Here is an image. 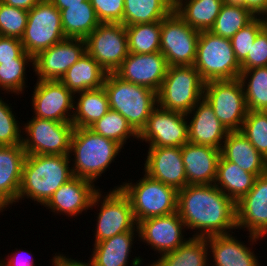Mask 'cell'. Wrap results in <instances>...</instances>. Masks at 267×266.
<instances>
[{"instance_id": "3", "label": "cell", "mask_w": 267, "mask_h": 266, "mask_svg": "<svg viewBox=\"0 0 267 266\" xmlns=\"http://www.w3.org/2000/svg\"><path fill=\"white\" fill-rule=\"evenodd\" d=\"M122 146L116 141L95 133L90 128L75 127L69 156L73 176L92 183L101 177L121 152ZM73 166V167H72Z\"/></svg>"}, {"instance_id": "29", "label": "cell", "mask_w": 267, "mask_h": 266, "mask_svg": "<svg viewBox=\"0 0 267 266\" xmlns=\"http://www.w3.org/2000/svg\"><path fill=\"white\" fill-rule=\"evenodd\" d=\"M257 176L220 156L214 185L237 203L253 187Z\"/></svg>"}, {"instance_id": "2", "label": "cell", "mask_w": 267, "mask_h": 266, "mask_svg": "<svg viewBox=\"0 0 267 266\" xmlns=\"http://www.w3.org/2000/svg\"><path fill=\"white\" fill-rule=\"evenodd\" d=\"M69 155H27L17 202L23 198L44 205L73 177Z\"/></svg>"}, {"instance_id": "30", "label": "cell", "mask_w": 267, "mask_h": 266, "mask_svg": "<svg viewBox=\"0 0 267 266\" xmlns=\"http://www.w3.org/2000/svg\"><path fill=\"white\" fill-rule=\"evenodd\" d=\"M74 99V127L89 128L110 110L104 87L75 93Z\"/></svg>"}, {"instance_id": "13", "label": "cell", "mask_w": 267, "mask_h": 266, "mask_svg": "<svg viewBox=\"0 0 267 266\" xmlns=\"http://www.w3.org/2000/svg\"><path fill=\"white\" fill-rule=\"evenodd\" d=\"M86 52L106 73H114L128 56V37L121 23H100L86 38Z\"/></svg>"}, {"instance_id": "48", "label": "cell", "mask_w": 267, "mask_h": 266, "mask_svg": "<svg viewBox=\"0 0 267 266\" xmlns=\"http://www.w3.org/2000/svg\"><path fill=\"white\" fill-rule=\"evenodd\" d=\"M245 8L255 17H263L267 13V0H245Z\"/></svg>"}, {"instance_id": "5", "label": "cell", "mask_w": 267, "mask_h": 266, "mask_svg": "<svg viewBox=\"0 0 267 266\" xmlns=\"http://www.w3.org/2000/svg\"><path fill=\"white\" fill-rule=\"evenodd\" d=\"M115 188H120L129 198L136 223L177 211L178 190L146 173L135 183L126 181Z\"/></svg>"}, {"instance_id": "53", "label": "cell", "mask_w": 267, "mask_h": 266, "mask_svg": "<svg viewBox=\"0 0 267 266\" xmlns=\"http://www.w3.org/2000/svg\"><path fill=\"white\" fill-rule=\"evenodd\" d=\"M67 266H90L88 265L85 261H79V260H75V259H71L67 256Z\"/></svg>"}, {"instance_id": "37", "label": "cell", "mask_w": 267, "mask_h": 266, "mask_svg": "<svg viewBox=\"0 0 267 266\" xmlns=\"http://www.w3.org/2000/svg\"><path fill=\"white\" fill-rule=\"evenodd\" d=\"M29 62L34 67V57L24 51L15 61H7L0 64L1 91L11 92L14 95L24 93L23 91L27 87L25 74Z\"/></svg>"}, {"instance_id": "41", "label": "cell", "mask_w": 267, "mask_h": 266, "mask_svg": "<svg viewBox=\"0 0 267 266\" xmlns=\"http://www.w3.org/2000/svg\"><path fill=\"white\" fill-rule=\"evenodd\" d=\"M28 21V11L0 2V35L21 39Z\"/></svg>"}, {"instance_id": "1", "label": "cell", "mask_w": 267, "mask_h": 266, "mask_svg": "<svg viewBox=\"0 0 267 266\" xmlns=\"http://www.w3.org/2000/svg\"><path fill=\"white\" fill-rule=\"evenodd\" d=\"M177 212L186 229L195 230L193 237L230 234L237 229L236 203L214 184L178 190Z\"/></svg>"}, {"instance_id": "54", "label": "cell", "mask_w": 267, "mask_h": 266, "mask_svg": "<svg viewBox=\"0 0 267 266\" xmlns=\"http://www.w3.org/2000/svg\"><path fill=\"white\" fill-rule=\"evenodd\" d=\"M7 206L0 200V212H3Z\"/></svg>"}, {"instance_id": "31", "label": "cell", "mask_w": 267, "mask_h": 266, "mask_svg": "<svg viewBox=\"0 0 267 266\" xmlns=\"http://www.w3.org/2000/svg\"><path fill=\"white\" fill-rule=\"evenodd\" d=\"M222 0H175L174 10L192 28L210 30L219 15Z\"/></svg>"}, {"instance_id": "27", "label": "cell", "mask_w": 267, "mask_h": 266, "mask_svg": "<svg viewBox=\"0 0 267 266\" xmlns=\"http://www.w3.org/2000/svg\"><path fill=\"white\" fill-rule=\"evenodd\" d=\"M139 233L136 226L132 231L117 234L94 245L90 266H128L135 234Z\"/></svg>"}, {"instance_id": "42", "label": "cell", "mask_w": 267, "mask_h": 266, "mask_svg": "<svg viewBox=\"0 0 267 266\" xmlns=\"http://www.w3.org/2000/svg\"><path fill=\"white\" fill-rule=\"evenodd\" d=\"M265 27L263 17H255L230 39L236 59L241 64L248 56L257 34Z\"/></svg>"}, {"instance_id": "21", "label": "cell", "mask_w": 267, "mask_h": 266, "mask_svg": "<svg viewBox=\"0 0 267 266\" xmlns=\"http://www.w3.org/2000/svg\"><path fill=\"white\" fill-rule=\"evenodd\" d=\"M147 152L143 172L177 190L187 185L181 147H149Z\"/></svg>"}, {"instance_id": "8", "label": "cell", "mask_w": 267, "mask_h": 266, "mask_svg": "<svg viewBox=\"0 0 267 266\" xmlns=\"http://www.w3.org/2000/svg\"><path fill=\"white\" fill-rule=\"evenodd\" d=\"M23 125L22 146L27 155H69L72 123L33 117Z\"/></svg>"}, {"instance_id": "26", "label": "cell", "mask_w": 267, "mask_h": 266, "mask_svg": "<svg viewBox=\"0 0 267 266\" xmlns=\"http://www.w3.org/2000/svg\"><path fill=\"white\" fill-rule=\"evenodd\" d=\"M221 156L257 177L267 173V160L241 131H229L221 148Z\"/></svg>"}, {"instance_id": "15", "label": "cell", "mask_w": 267, "mask_h": 266, "mask_svg": "<svg viewBox=\"0 0 267 266\" xmlns=\"http://www.w3.org/2000/svg\"><path fill=\"white\" fill-rule=\"evenodd\" d=\"M236 226L249 231V246L267 235V173L258 176L250 191L236 203Z\"/></svg>"}, {"instance_id": "40", "label": "cell", "mask_w": 267, "mask_h": 266, "mask_svg": "<svg viewBox=\"0 0 267 266\" xmlns=\"http://www.w3.org/2000/svg\"><path fill=\"white\" fill-rule=\"evenodd\" d=\"M240 131L267 160V115L265 112L248 111Z\"/></svg>"}, {"instance_id": "12", "label": "cell", "mask_w": 267, "mask_h": 266, "mask_svg": "<svg viewBox=\"0 0 267 266\" xmlns=\"http://www.w3.org/2000/svg\"><path fill=\"white\" fill-rule=\"evenodd\" d=\"M200 31L190 27L173 10L161 20L160 52L168 66H193Z\"/></svg>"}, {"instance_id": "22", "label": "cell", "mask_w": 267, "mask_h": 266, "mask_svg": "<svg viewBox=\"0 0 267 266\" xmlns=\"http://www.w3.org/2000/svg\"><path fill=\"white\" fill-rule=\"evenodd\" d=\"M186 118L189 143L208 145L221 150L229 131L217 119L212 107L204 98L186 114Z\"/></svg>"}, {"instance_id": "55", "label": "cell", "mask_w": 267, "mask_h": 266, "mask_svg": "<svg viewBox=\"0 0 267 266\" xmlns=\"http://www.w3.org/2000/svg\"><path fill=\"white\" fill-rule=\"evenodd\" d=\"M263 19H264L265 27L267 28V13L263 16Z\"/></svg>"}, {"instance_id": "34", "label": "cell", "mask_w": 267, "mask_h": 266, "mask_svg": "<svg viewBox=\"0 0 267 266\" xmlns=\"http://www.w3.org/2000/svg\"><path fill=\"white\" fill-rule=\"evenodd\" d=\"M173 10V0H124L123 25L161 21Z\"/></svg>"}, {"instance_id": "43", "label": "cell", "mask_w": 267, "mask_h": 266, "mask_svg": "<svg viewBox=\"0 0 267 266\" xmlns=\"http://www.w3.org/2000/svg\"><path fill=\"white\" fill-rule=\"evenodd\" d=\"M15 117L11 105L0 97V146L22 144L23 129Z\"/></svg>"}, {"instance_id": "6", "label": "cell", "mask_w": 267, "mask_h": 266, "mask_svg": "<svg viewBox=\"0 0 267 266\" xmlns=\"http://www.w3.org/2000/svg\"><path fill=\"white\" fill-rule=\"evenodd\" d=\"M193 66L205 83L238 79L241 73V64L236 59L230 39L209 30L200 31Z\"/></svg>"}, {"instance_id": "50", "label": "cell", "mask_w": 267, "mask_h": 266, "mask_svg": "<svg viewBox=\"0 0 267 266\" xmlns=\"http://www.w3.org/2000/svg\"><path fill=\"white\" fill-rule=\"evenodd\" d=\"M58 10L66 9L67 5H83L87 0H50Z\"/></svg>"}, {"instance_id": "16", "label": "cell", "mask_w": 267, "mask_h": 266, "mask_svg": "<svg viewBox=\"0 0 267 266\" xmlns=\"http://www.w3.org/2000/svg\"><path fill=\"white\" fill-rule=\"evenodd\" d=\"M32 96V117L71 123L74 94L57 80H37Z\"/></svg>"}, {"instance_id": "18", "label": "cell", "mask_w": 267, "mask_h": 266, "mask_svg": "<svg viewBox=\"0 0 267 266\" xmlns=\"http://www.w3.org/2000/svg\"><path fill=\"white\" fill-rule=\"evenodd\" d=\"M86 53L85 39L65 38L34 57L37 80L60 81L66 71Z\"/></svg>"}, {"instance_id": "45", "label": "cell", "mask_w": 267, "mask_h": 266, "mask_svg": "<svg viewBox=\"0 0 267 266\" xmlns=\"http://www.w3.org/2000/svg\"><path fill=\"white\" fill-rule=\"evenodd\" d=\"M255 67H267V28L256 36L247 58L241 63V71Z\"/></svg>"}, {"instance_id": "23", "label": "cell", "mask_w": 267, "mask_h": 266, "mask_svg": "<svg viewBox=\"0 0 267 266\" xmlns=\"http://www.w3.org/2000/svg\"><path fill=\"white\" fill-rule=\"evenodd\" d=\"M181 154L187 185L214 184L221 150L208 146L185 143Z\"/></svg>"}, {"instance_id": "35", "label": "cell", "mask_w": 267, "mask_h": 266, "mask_svg": "<svg viewBox=\"0 0 267 266\" xmlns=\"http://www.w3.org/2000/svg\"><path fill=\"white\" fill-rule=\"evenodd\" d=\"M241 81L248 111L267 109V67H255L241 71Z\"/></svg>"}, {"instance_id": "49", "label": "cell", "mask_w": 267, "mask_h": 266, "mask_svg": "<svg viewBox=\"0 0 267 266\" xmlns=\"http://www.w3.org/2000/svg\"><path fill=\"white\" fill-rule=\"evenodd\" d=\"M41 0H0V2L17 7L22 8L27 11L31 10L36 4H38Z\"/></svg>"}, {"instance_id": "14", "label": "cell", "mask_w": 267, "mask_h": 266, "mask_svg": "<svg viewBox=\"0 0 267 266\" xmlns=\"http://www.w3.org/2000/svg\"><path fill=\"white\" fill-rule=\"evenodd\" d=\"M138 139L148 143L149 147H182L188 142L186 114L157 105L138 134Z\"/></svg>"}, {"instance_id": "39", "label": "cell", "mask_w": 267, "mask_h": 266, "mask_svg": "<svg viewBox=\"0 0 267 266\" xmlns=\"http://www.w3.org/2000/svg\"><path fill=\"white\" fill-rule=\"evenodd\" d=\"M254 18L255 16L246 8L222 5L215 23L209 31L223 38L231 39L239 29Z\"/></svg>"}, {"instance_id": "9", "label": "cell", "mask_w": 267, "mask_h": 266, "mask_svg": "<svg viewBox=\"0 0 267 266\" xmlns=\"http://www.w3.org/2000/svg\"><path fill=\"white\" fill-rule=\"evenodd\" d=\"M61 12L50 0H41L28 11V21L21 42L26 53L39 52L64 40Z\"/></svg>"}, {"instance_id": "36", "label": "cell", "mask_w": 267, "mask_h": 266, "mask_svg": "<svg viewBox=\"0 0 267 266\" xmlns=\"http://www.w3.org/2000/svg\"><path fill=\"white\" fill-rule=\"evenodd\" d=\"M128 37V51L147 54L160 51L161 21L125 26Z\"/></svg>"}, {"instance_id": "32", "label": "cell", "mask_w": 267, "mask_h": 266, "mask_svg": "<svg viewBox=\"0 0 267 266\" xmlns=\"http://www.w3.org/2000/svg\"><path fill=\"white\" fill-rule=\"evenodd\" d=\"M208 251L207 238L189 237L175 251L159 256L150 266H210Z\"/></svg>"}, {"instance_id": "10", "label": "cell", "mask_w": 267, "mask_h": 266, "mask_svg": "<svg viewBox=\"0 0 267 266\" xmlns=\"http://www.w3.org/2000/svg\"><path fill=\"white\" fill-rule=\"evenodd\" d=\"M101 192L99 190L95 194L91 203L92 210L96 205L100 207L96 216L94 244L117 234L132 231L137 226L130 200L120 188L114 187L104 195Z\"/></svg>"}, {"instance_id": "44", "label": "cell", "mask_w": 267, "mask_h": 266, "mask_svg": "<svg viewBox=\"0 0 267 266\" xmlns=\"http://www.w3.org/2000/svg\"><path fill=\"white\" fill-rule=\"evenodd\" d=\"M101 23L123 24L124 0H90Z\"/></svg>"}, {"instance_id": "33", "label": "cell", "mask_w": 267, "mask_h": 266, "mask_svg": "<svg viewBox=\"0 0 267 266\" xmlns=\"http://www.w3.org/2000/svg\"><path fill=\"white\" fill-rule=\"evenodd\" d=\"M60 12L66 38L85 39L101 23L90 0L83 5H67Z\"/></svg>"}, {"instance_id": "4", "label": "cell", "mask_w": 267, "mask_h": 266, "mask_svg": "<svg viewBox=\"0 0 267 266\" xmlns=\"http://www.w3.org/2000/svg\"><path fill=\"white\" fill-rule=\"evenodd\" d=\"M103 87L111 110L119 112L139 134L157 106V92L107 73Z\"/></svg>"}, {"instance_id": "51", "label": "cell", "mask_w": 267, "mask_h": 266, "mask_svg": "<svg viewBox=\"0 0 267 266\" xmlns=\"http://www.w3.org/2000/svg\"><path fill=\"white\" fill-rule=\"evenodd\" d=\"M55 253L53 256L52 260V265L53 266H67V257L61 253Z\"/></svg>"}, {"instance_id": "11", "label": "cell", "mask_w": 267, "mask_h": 266, "mask_svg": "<svg viewBox=\"0 0 267 266\" xmlns=\"http://www.w3.org/2000/svg\"><path fill=\"white\" fill-rule=\"evenodd\" d=\"M203 98L228 131L241 130L248 109L239 79L206 82Z\"/></svg>"}, {"instance_id": "7", "label": "cell", "mask_w": 267, "mask_h": 266, "mask_svg": "<svg viewBox=\"0 0 267 266\" xmlns=\"http://www.w3.org/2000/svg\"><path fill=\"white\" fill-rule=\"evenodd\" d=\"M204 85L194 66H168L157 92V105L187 114L203 98Z\"/></svg>"}, {"instance_id": "47", "label": "cell", "mask_w": 267, "mask_h": 266, "mask_svg": "<svg viewBox=\"0 0 267 266\" xmlns=\"http://www.w3.org/2000/svg\"><path fill=\"white\" fill-rule=\"evenodd\" d=\"M17 252L11 253L12 256L7 255V259L4 258V260H0V266H35L34 259L31 258V251H23L26 254H21L22 252H19L18 249H16ZM26 255V256H25ZM10 257V258H8ZM7 260V261H6ZM37 266V265H36Z\"/></svg>"}, {"instance_id": "24", "label": "cell", "mask_w": 267, "mask_h": 266, "mask_svg": "<svg viewBox=\"0 0 267 266\" xmlns=\"http://www.w3.org/2000/svg\"><path fill=\"white\" fill-rule=\"evenodd\" d=\"M26 156L22 144L0 146V200L7 207L17 202Z\"/></svg>"}, {"instance_id": "19", "label": "cell", "mask_w": 267, "mask_h": 266, "mask_svg": "<svg viewBox=\"0 0 267 266\" xmlns=\"http://www.w3.org/2000/svg\"><path fill=\"white\" fill-rule=\"evenodd\" d=\"M167 69L166 58L160 51L147 54L129 53L114 73L124 81L158 92Z\"/></svg>"}, {"instance_id": "46", "label": "cell", "mask_w": 267, "mask_h": 266, "mask_svg": "<svg viewBox=\"0 0 267 266\" xmlns=\"http://www.w3.org/2000/svg\"><path fill=\"white\" fill-rule=\"evenodd\" d=\"M23 52L20 39L0 35V64L15 61Z\"/></svg>"}, {"instance_id": "25", "label": "cell", "mask_w": 267, "mask_h": 266, "mask_svg": "<svg viewBox=\"0 0 267 266\" xmlns=\"http://www.w3.org/2000/svg\"><path fill=\"white\" fill-rule=\"evenodd\" d=\"M235 237L231 233L207 237L211 266H261L253 248Z\"/></svg>"}, {"instance_id": "38", "label": "cell", "mask_w": 267, "mask_h": 266, "mask_svg": "<svg viewBox=\"0 0 267 266\" xmlns=\"http://www.w3.org/2000/svg\"><path fill=\"white\" fill-rule=\"evenodd\" d=\"M89 128L101 136L116 141L123 149L130 136L139 141L138 133L128 121L119 112L111 109Z\"/></svg>"}, {"instance_id": "52", "label": "cell", "mask_w": 267, "mask_h": 266, "mask_svg": "<svg viewBox=\"0 0 267 266\" xmlns=\"http://www.w3.org/2000/svg\"><path fill=\"white\" fill-rule=\"evenodd\" d=\"M222 5L245 8V0H222Z\"/></svg>"}, {"instance_id": "20", "label": "cell", "mask_w": 267, "mask_h": 266, "mask_svg": "<svg viewBox=\"0 0 267 266\" xmlns=\"http://www.w3.org/2000/svg\"><path fill=\"white\" fill-rule=\"evenodd\" d=\"M97 188L91 181L73 176L43 206L55 214L64 213V216L70 218L79 216L91 208L92 200L100 190Z\"/></svg>"}, {"instance_id": "28", "label": "cell", "mask_w": 267, "mask_h": 266, "mask_svg": "<svg viewBox=\"0 0 267 266\" xmlns=\"http://www.w3.org/2000/svg\"><path fill=\"white\" fill-rule=\"evenodd\" d=\"M107 73L87 52L61 78L73 94L103 87Z\"/></svg>"}, {"instance_id": "17", "label": "cell", "mask_w": 267, "mask_h": 266, "mask_svg": "<svg viewBox=\"0 0 267 266\" xmlns=\"http://www.w3.org/2000/svg\"><path fill=\"white\" fill-rule=\"evenodd\" d=\"M138 241L146 243L160 256L175 251L189 238H184L186 229L178 212L169 215L152 217L137 223ZM140 238V239H139Z\"/></svg>"}]
</instances>
